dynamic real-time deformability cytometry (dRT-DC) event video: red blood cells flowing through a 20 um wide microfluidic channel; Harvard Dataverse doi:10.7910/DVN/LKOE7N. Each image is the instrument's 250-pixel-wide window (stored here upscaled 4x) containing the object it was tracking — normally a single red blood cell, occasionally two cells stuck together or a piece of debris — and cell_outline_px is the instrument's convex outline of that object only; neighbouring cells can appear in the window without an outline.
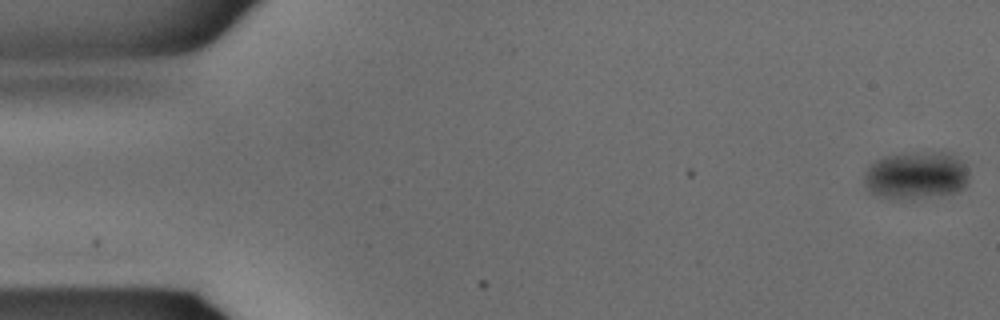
{"species": "common noctule bat (a hibernating species)", "species_latin": "Nyctalus noctula", "temperature_condition": "warm", "stored_images_in_passage": 2, "camera_frame_rate_fps": 3000, "um_per_image_px": 0.085, "animal": {"sex": "male", "body_mass_g": 15.6}, "frame": {"image": 1, "passage_image": 1, "time_ms": 0.0, "image_size_px": [1000, 320], "cell_outline_px": [[968, 184], [964, 188], [956, 192], [924, 196], [880, 196], [872, 192], [864, 184], [864, 172], [876, 160], [884, 156], [948, 152], [960, 160], [964, 164], [968, 172]], "centroid_in_image_um": [77.9, 14.88], "position_along_channel_um": 7.1, "area_um2": 27.8}}